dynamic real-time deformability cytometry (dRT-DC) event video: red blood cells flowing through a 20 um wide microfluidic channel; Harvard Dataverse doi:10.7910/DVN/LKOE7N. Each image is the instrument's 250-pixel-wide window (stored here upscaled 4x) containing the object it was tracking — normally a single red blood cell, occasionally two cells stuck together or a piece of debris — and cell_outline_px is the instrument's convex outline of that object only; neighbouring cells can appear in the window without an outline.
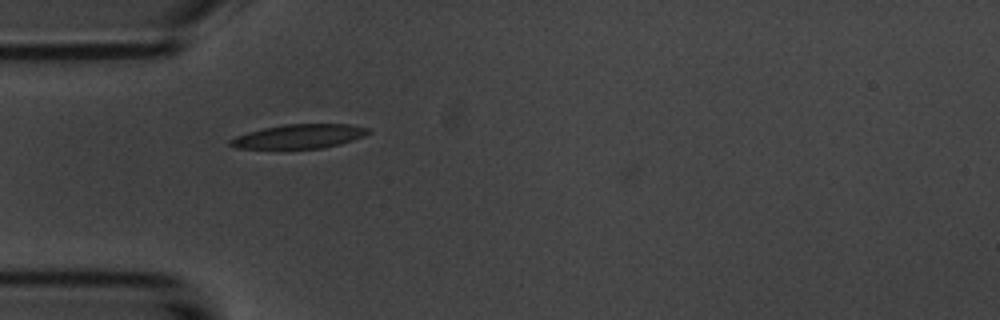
{"species": "common noctule bat (a hibernating species)", "species_latin": "Nyctalus noctula", "temperature_condition": "room temperature", "stored_images_in_passage": 5, "camera_frame_rate_fps": 3000, "um_per_image_px": 0.085, "animal": {"sex": "male", "body_mass_g": 20.1, "forearm_length_mm": 53.5}, "frame": {"image": 1, "passage_image": 4, "time_ms": 4.333, "image_size_px": [1000, 320], "cell_outline_px": [[372, 132], [364, 136], [340, 144], [320, 148], [236, 148], [228, 144], [228, 140], [236, 136], [248, 132], [264, 128], [284, 124], [348, 124], [368, 128]], "centroid_in_image_um": [25.43, 11.58], "position_along_channel_um": 59.6, "area_um2": 19.25}}
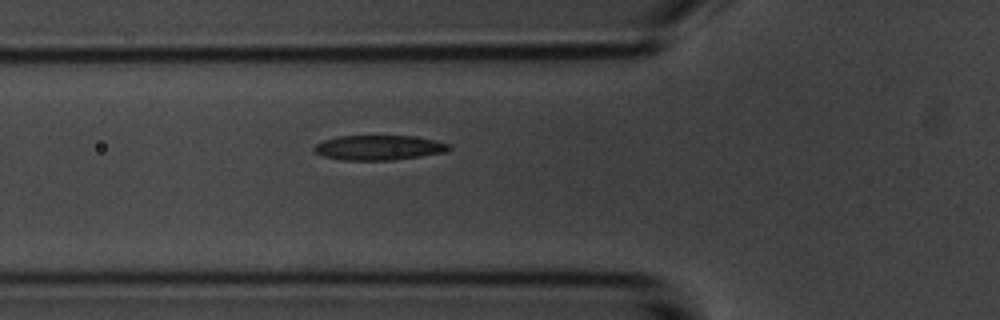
{"frame": {"image": 2, "passage_image": 5, "time_ms": 5.333, "image_size_px": [1000, 320], "cell_outline_px": [[452, 148], [444, 152], [420, 156], [392, 160], [344, 160], [324, 156], [316, 152], [312, 148], [316, 144], [324, 140], [336, 136], [416, 136], [448, 144]], "centroid_in_image_um": [32.17, 12.54], "position_along_channel_um": 93.6, "area_um2": 19.31}}